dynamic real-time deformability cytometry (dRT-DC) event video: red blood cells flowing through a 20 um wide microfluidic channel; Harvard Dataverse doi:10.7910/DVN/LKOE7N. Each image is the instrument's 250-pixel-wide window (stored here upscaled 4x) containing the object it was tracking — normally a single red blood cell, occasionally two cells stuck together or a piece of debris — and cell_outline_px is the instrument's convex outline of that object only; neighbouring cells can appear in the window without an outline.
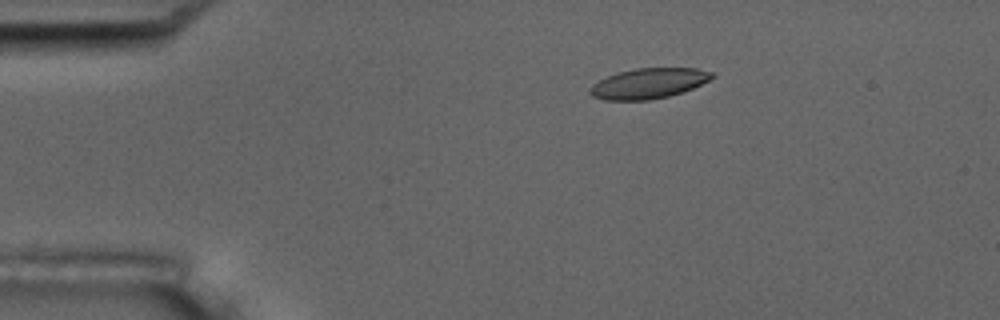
{"species": "common noctule bat (a hibernating species)", "species_latin": "Nyctalus noctula", "temperature_condition": "room temperature", "stored_images_in_passage": 6, "camera_frame_rate_fps": 3000, "um_per_image_px": 0.085, "animal": {"sex": "male", "body_mass_g": 17.5, "forearm_length_mm": 52.3}, "frame": {"image": 1, "passage_image": 3, "time_ms": 2.333, "image_size_px": [1000, 320], "cell_outline_px": [[716, 76], [692, 88], [668, 96], [648, 100], [604, 100], [592, 96], [588, 92], [588, 88], [592, 84], [608, 76], [620, 72], [636, 68], [696, 68], [712, 72]], "centroid_in_image_um": [55.1, 7.09], "position_along_channel_um": 29.9, "area_um2": 21.39}}